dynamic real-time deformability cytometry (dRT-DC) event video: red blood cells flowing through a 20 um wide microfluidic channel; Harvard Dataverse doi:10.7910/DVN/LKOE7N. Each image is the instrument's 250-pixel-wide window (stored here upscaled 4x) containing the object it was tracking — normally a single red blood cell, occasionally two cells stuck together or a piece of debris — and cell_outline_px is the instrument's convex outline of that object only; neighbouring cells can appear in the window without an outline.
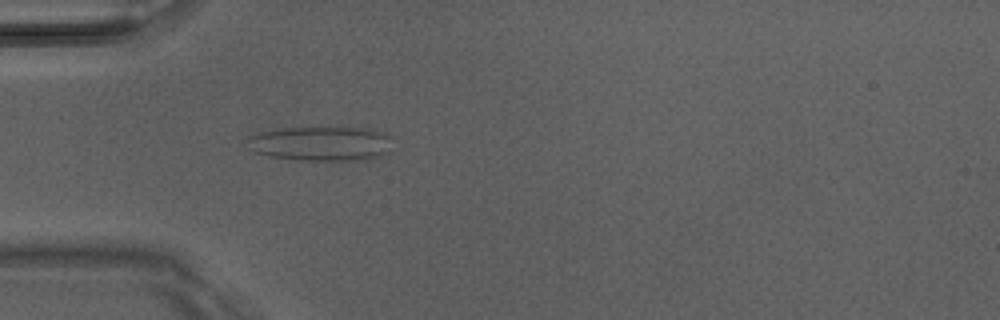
{"species": "Egyptian fruit bat (a non-hibernating species)", "species_latin": "Rousettus aegyptiacus", "temperature_condition": "room temperature", "stored_images_in_passage": 5, "camera_frame_rate_fps": 3000, "um_per_image_px": 0.085, "animal": {"sex": "male"}, "frame": {"image": 1, "passage_image": 5, "time_ms": 1.333, "image_size_px": [1000, 320], "cell_outline_px": [[392, 152], [368, 160], [292, 160], [268, 156], [256, 152], [248, 148], [248, 136], [260, 132], [280, 128], [336, 124], [372, 128], [384, 132], [392, 136]], "centroid_in_image_um": [27.39, 12.15], "position_along_channel_um": 57.6, "area_um2": 31.15}}